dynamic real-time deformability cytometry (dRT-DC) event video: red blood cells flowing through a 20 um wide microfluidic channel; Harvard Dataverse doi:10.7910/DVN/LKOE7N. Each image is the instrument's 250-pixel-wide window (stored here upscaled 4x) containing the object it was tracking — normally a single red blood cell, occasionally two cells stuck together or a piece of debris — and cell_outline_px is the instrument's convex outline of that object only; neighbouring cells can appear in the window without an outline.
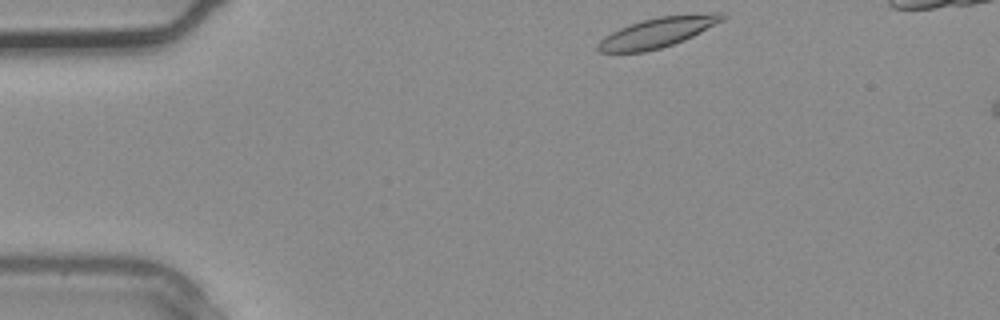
{"species": "common noctule bat (a hibernating species)", "species_latin": "Nyctalus noctula", "temperature_condition": "warm", "stored_images_in_passage": 3, "camera_frame_rate_fps": 3000, "um_per_image_px": 0.085, "animal": {"sex": "male", "body_mass_g": 20.4}, "frame": {"image": 1, "passage_image": 1, "time_ms": 0.0, "image_size_px": [1000, 320], "cell_outline_px": [[728, 16], [724, 20], [684, 40], [660, 48], [644, 52], [600, 52], [596, 48], [596, 44], [604, 36], [628, 24], [640, 20], [660, 16], [716, 12], [720, 12]], "centroid_in_image_um": [55.89, 2.74], "position_along_channel_um": 29.1, "area_um2": 21.73}}